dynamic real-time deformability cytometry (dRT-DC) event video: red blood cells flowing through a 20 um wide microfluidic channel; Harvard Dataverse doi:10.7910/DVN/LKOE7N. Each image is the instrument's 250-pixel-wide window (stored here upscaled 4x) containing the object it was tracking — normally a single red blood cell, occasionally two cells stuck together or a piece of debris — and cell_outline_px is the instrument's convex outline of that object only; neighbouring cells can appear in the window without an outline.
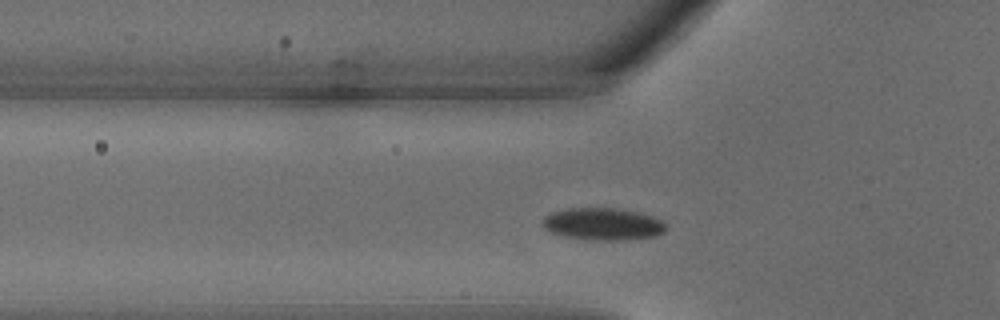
{"species": "common noctule bat (a hibernating species)", "species_latin": "Nyctalus noctula", "temperature_condition": "warm", "stored_images_in_passage": 24, "camera_frame_rate_fps": 3000, "um_per_image_px": 0.085, "animal": {"sex": "male", "body_mass_g": 18.8}, "frame": {"image": 1, "passage_image": 3, "time_ms": 0.667, "image_size_px": [1000, 320], "cell_outline_px": [[668, 228], [664, 232], [656, 236], [624, 240], [592, 240], [564, 236], [552, 232], [544, 228], [544, 216], [552, 212], [568, 208], [620, 208], [640, 212], [664, 220], [668, 224]], "centroid_in_image_um": [51.33, 19.03], "position_along_channel_um": 74.5, "area_um2": 23.41}}
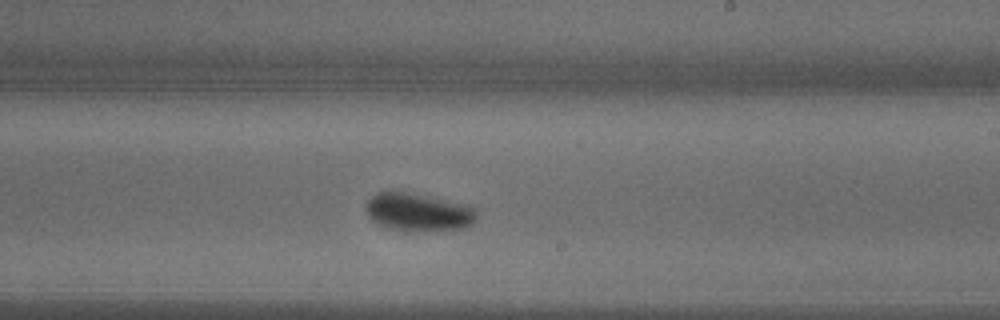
{"frame": {"image": 2, "passage_image": 12, "time_ms": 3.667, "image_size_px": [1000, 320], "cell_outline_px": [[476, 216], [468, 228], [428, 232], [404, 232], [388, 228], [376, 224], [368, 216], [364, 208], [368, 200], [376, 192], [404, 192], [476, 208]], "centroid_in_image_um": [35.48, 18.1], "position_along_channel_um": 253.5, "area_um2": 24.45}}
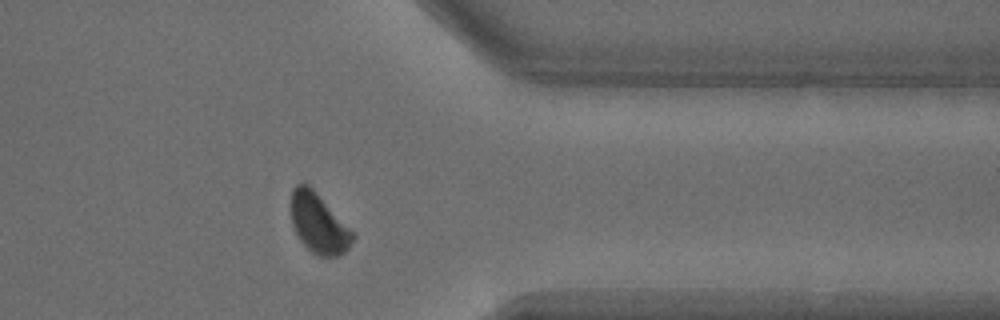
{"frame": {"image": 3, "passage_image": 19, "time_ms": 6.0, "image_size_px": [1000, 320], "cell_outline_px": [[356, 236], [348, 248], [344, 252], [336, 256], [316, 256], [300, 240], [292, 224], [292, 188], [296, 184], [304, 180], [312, 188]], "centroid_in_image_um": [27.06, 18.98], "position_along_channel_um": 384.3, "area_um2": 21.04}}